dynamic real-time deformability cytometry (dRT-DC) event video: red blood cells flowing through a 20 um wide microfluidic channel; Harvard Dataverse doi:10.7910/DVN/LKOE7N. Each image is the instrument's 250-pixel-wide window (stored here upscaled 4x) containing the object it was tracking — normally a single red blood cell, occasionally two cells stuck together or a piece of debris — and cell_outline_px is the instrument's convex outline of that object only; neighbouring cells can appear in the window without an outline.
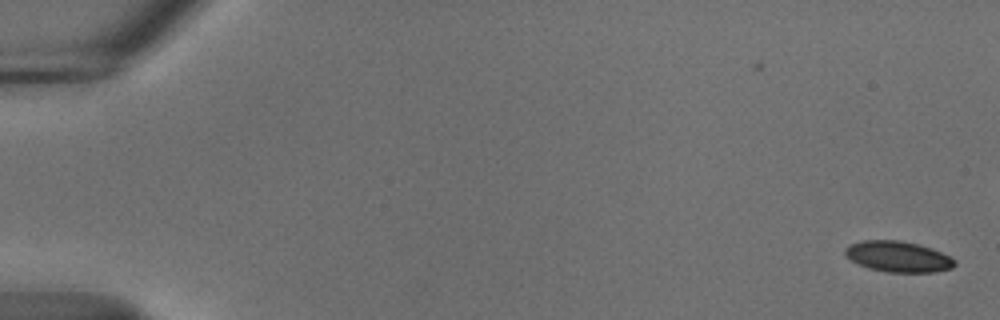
{"species": "common noctule bat (a hibernating species)", "species_latin": "Nyctalus noctula", "temperature_condition": "cold", "stored_images_in_passage": 49, "camera_frame_rate_fps": 3000, "um_per_image_px": 0.085, "animal": {"sex": "male", "body_mass_g": 18.8}, "frame": {"image": 1, "passage_image": 1, "time_ms": 0.0, "image_size_px": [1000, 320], "cell_outline_px": [[956, 264], [952, 268], [936, 272], [888, 272], [868, 268], [852, 260], [844, 252], [844, 248], [848, 244], [864, 240], [900, 240], [932, 248], [956, 260]], "centroid_in_image_um": [76.34, 21.81], "position_along_channel_um": 8.7, "area_um2": 19.59}}
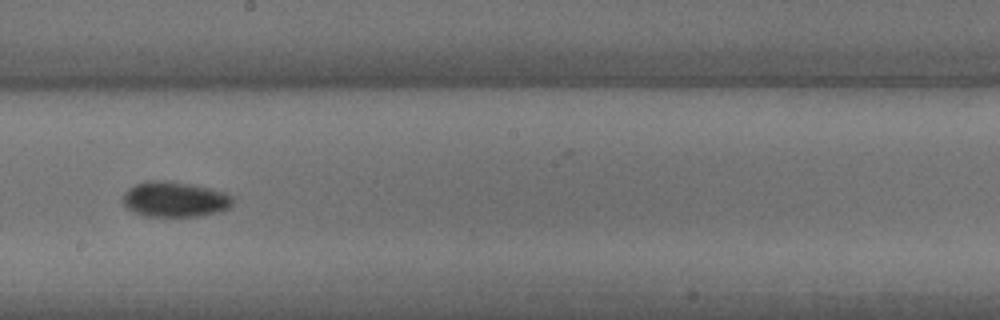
{"frame": {"image": 2, "passage_image": 32, "time_ms": 10.333, "image_size_px": [1000, 320], "cell_outline_px": [[236, 200], [228, 208], [220, 212], [200, 216], [144, 216], [128, 208], [124, 204], [124, 192], [128, 188], [136, 184], [152, 180], [164, 180], [192, 184], [212, 188], [228, 192], [236, 196]], "centroid_in_image_um": [14.96, 16.93], "position_along_channel_um": 233.2, "area_um2": 22.95}}
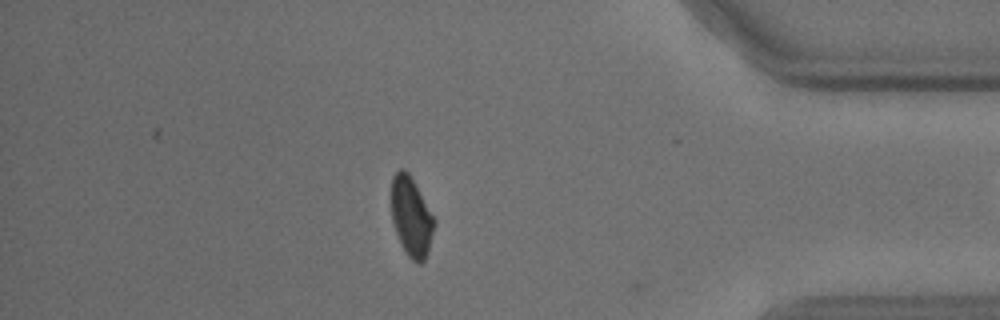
{"frame": {"image": 3, "passage_image": 48, "time_ms": 15.667, "image_size_px": [1000, 320], "cell_outline_px": [[436, 224], [428, 252], [424, 260], [420, 264], [412, 260], [408, 256], [396, 232], [392, 220], [392, 176], [400, 168], [404, 168], [408, 172], [436, 220]], "centroid_in_image_um": [34.98, 18.42], "position_along_channel_um": 400.2, "area_um2": 19.65}}